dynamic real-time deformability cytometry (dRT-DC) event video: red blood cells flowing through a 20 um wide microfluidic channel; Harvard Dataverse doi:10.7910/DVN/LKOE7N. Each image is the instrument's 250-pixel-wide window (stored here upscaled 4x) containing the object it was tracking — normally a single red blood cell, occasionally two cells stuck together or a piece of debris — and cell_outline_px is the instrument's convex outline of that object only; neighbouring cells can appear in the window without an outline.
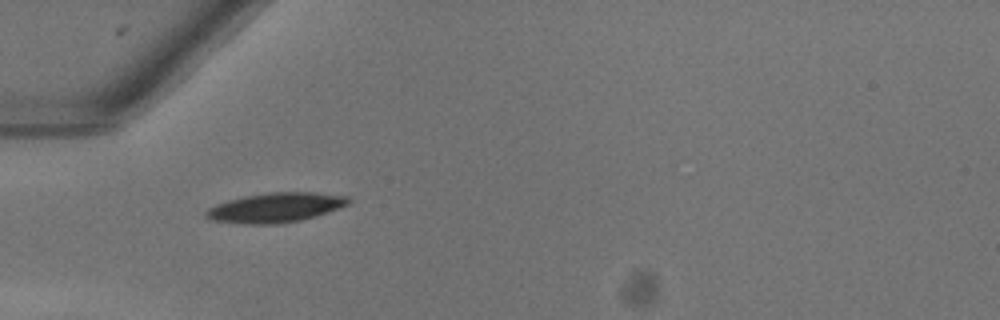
{"species": "common noctule bat (a hibernating species)", "species_latin": "Nyctalus noctula", "temperature_condition": "warm", "stored_images_in_passage": 4, "camera_frame_rate_fps": 3000, "um_per_image_px": 0.085, "animal": {"sex": "female"}, "frame": {"image": 1, "passage_image": 1, "time_ms": 0.0, "image_size_px": [1000, 320], "cell_outline_px": [[352, 200], [348, 204], [328, 212], [316, 216], [300, 220], [276, 224], [244, 224], [212, 220], [204, 216], [204, 212], [208, 208], [216, 204], [228, 200], [244, 196], [268, 192], [316, 192], [348, 196]], "centroid_in_image_um": [23.41, 17.64], "position_along_channel_um": 61.6, "area_um2": 24.68}}